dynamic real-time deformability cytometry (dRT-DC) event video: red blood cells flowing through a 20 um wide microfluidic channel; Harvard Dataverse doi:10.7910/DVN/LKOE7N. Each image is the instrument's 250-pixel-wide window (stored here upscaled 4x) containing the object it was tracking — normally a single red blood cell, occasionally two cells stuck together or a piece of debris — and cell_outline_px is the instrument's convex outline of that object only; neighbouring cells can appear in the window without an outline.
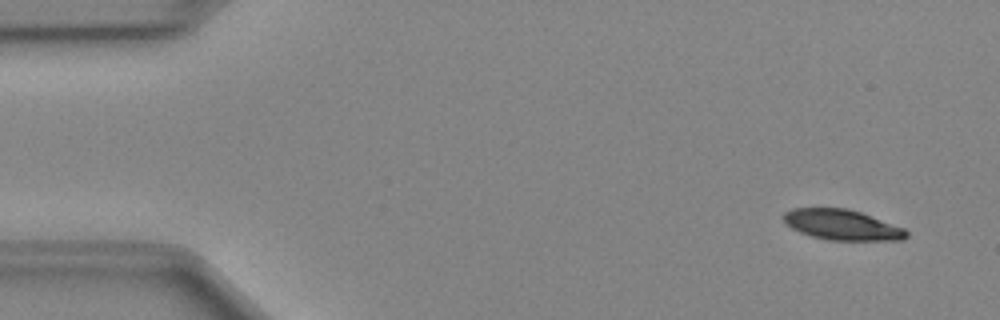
{"species": "Egyptian fruit bat (a non-hibernating species)", "species_latin": "Rousettus aegyptiacus", "temperature_condition": "cold", "stored_images_in_passage": 50, "camera_frame_rate_fps": 3000, "um_per_image_px": 0.085, "animal": {"sex": "female"}, "frame": {"image": 1, "passage_image": 3, "time_ms": 0.667, "image_size_px": [1000, 320], "cell_outline_px": [[908, 236], [904, 240], [828, 240], [812, 236], [800, 232], [792, 228], [780, 216], [784, 212], [792, 208], [844, 208], [860, 212], [904, 228], [908, 232]], "centroid_in_image_um": [71.56, 19.11], "position_along_channel_um": 13.4, "area_um2": 21.68}}
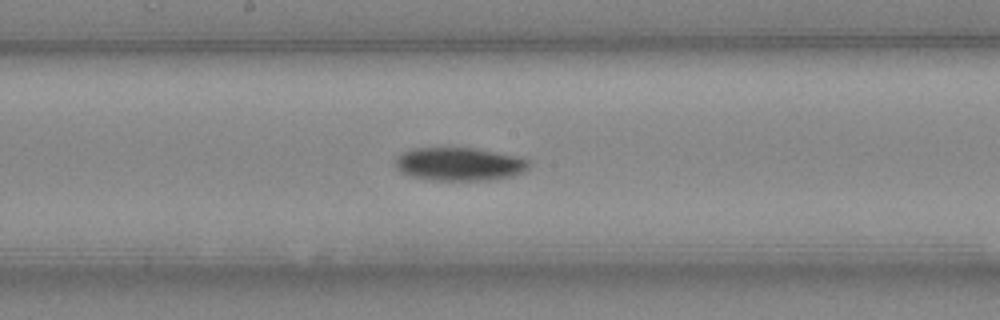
{"frame": {"image": 2, "passage_image": 26, "time_ms": 8.333, "image_size_px": [1000, 320], "cell_outline_px": [[532, 164], [524, 172], [512, 176], [492, 180], [428, 180], [408, 176], [400, 172], [392, 164], [396, 156], [412, 148], [476, 148], [512, 156], [528, 160]], "centroid_in_image_um": [38.97, 13.96], "position_along_channel_um": 209.2, "area_um2": 26.13}}
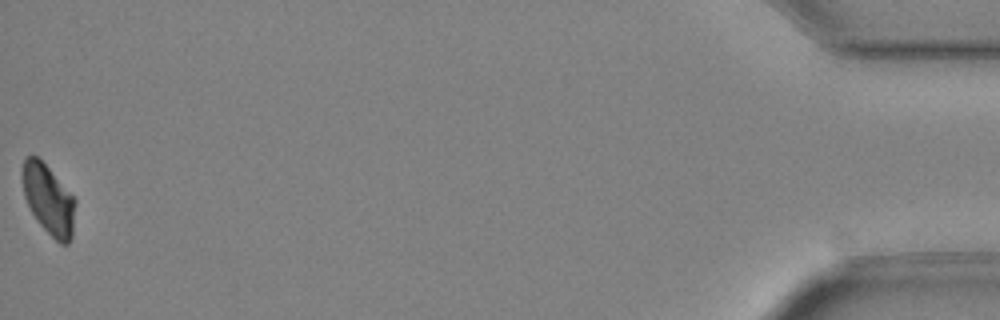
{"frame": {"image": 3, "passage_image": 50, "time_ms": 16.333, "image_size_px": [1000, 320], "cell_outline_px": [[76, 200], [72, 236], [68, 244], [60, 244], [40, 224], [32, 212], [24, 196], [20, 172], [24, 160], [28, 156], [36, 156], [48, 168]], "centroid_in_image_um": [4.11, 16.96], "position_along_channel_um": 431.1, "area_um2": 21.21}, "authors_computed_cell_mechanics": {"area_um2": 23.9003, "velocity_mm_per_s": 4.009, "shape_relaxation_time_tau1_ms": 2.1573, "shape_relaxation_time_tau2_ms": null, "deformation_change_tau1": 0.0967, "deformation_change_tau2": null}}